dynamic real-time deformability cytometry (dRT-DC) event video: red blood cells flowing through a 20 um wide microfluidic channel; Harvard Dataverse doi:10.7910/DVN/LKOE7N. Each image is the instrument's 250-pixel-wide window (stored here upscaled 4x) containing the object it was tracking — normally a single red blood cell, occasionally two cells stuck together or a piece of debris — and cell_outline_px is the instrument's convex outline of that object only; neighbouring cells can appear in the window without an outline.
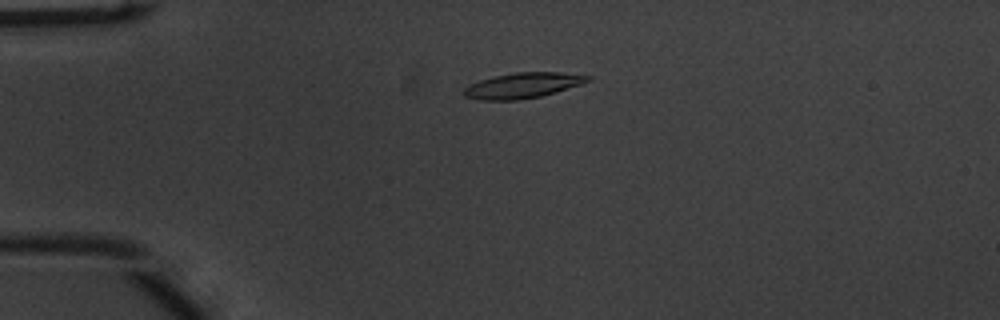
{"species": "common noctule bat (a hibernating species)", "species_latin": "Nyctalus noctula", "temperature_condition": "warm", "stored_images_in_passage": 42, "camera_frame_rate_fps": 3000, "um_per_image_px": 0.085, "animal": {"sex": "male", "body_mass_g": 20.1, "forearm_length_mm": 53.5}, "frame": {"image": 1, "passage_image": 2, "time_ms": 0.333, "image_size_px": [1000, 320], "cell_outline_px": [[592, 80], [580, 84], [540, 96], [520, 100], [480, 100], [464, 96], [464, 88], [468, 84], [480, 80], [496, 76], [516, 72], [560, 72], [592, 76]], "centroid_in_image_um": [44.42, 7.26], "position_along_channel_um": 40.6, "area_um2": 18.21}}
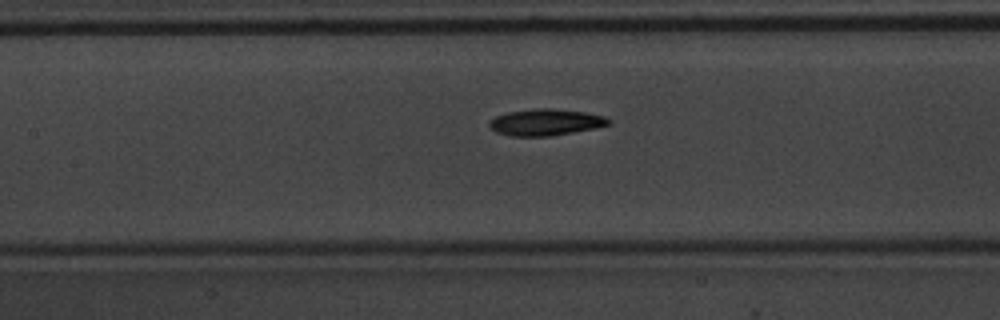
{"frame": {"image": 2, "passage_image": 14, "time_ms": 4.333, "image_size_px": [1000, 320], "cell_outline_px": [[612, 124], [572, 132], [548, 136], [512, 136], [496, 132], [488, 128], [488, 124], [496, 116], [508, 112], [536, 108], [552, 108], [584, 112], [604, 116], [612, 120]], "centroid_in_image_um": [46.37, 10.38], "position_along_channel_um": 161.0, "area_um2": 18.32}}
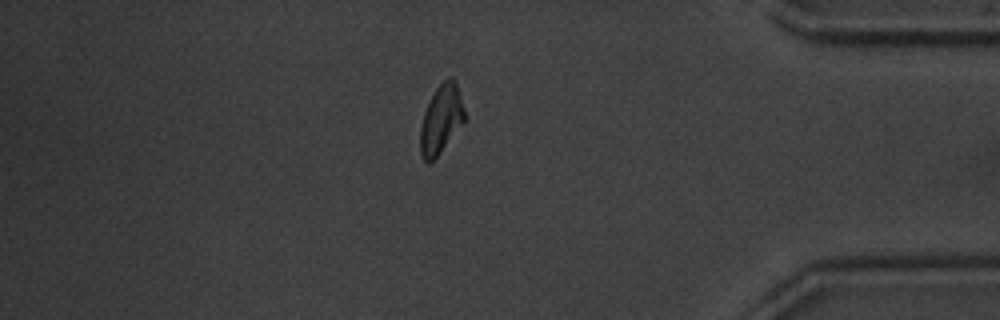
{"frame": {"image": 3, "passage_image": 35, "time_ms": 11.333, "image_size_px": [1000, 320], "cell_outline_px": [[464, 120], [440, 152], [428, 164], [424, 160], [420, 152], [420, 128], [424, 112], [436, 88], [448, 76], [452, 76], [456, 80], [464, 108]], "centroid_in_image_um": [37.48, 10.1], "position_along_channel_um": 397.7, "area_um2": 17.34}, "authors_computed_cell_mechanics": {"area_um2": 17.8602, "velocity_mm_per_s": 3.7952, "shape_relaxation_time_tau1_ms": 2.7411, "shape_relaxation_time_tau2_ms": 4.1665, "deformation_change_tau1": 0.1598, "deformation_change_tau2": 0.1173}}